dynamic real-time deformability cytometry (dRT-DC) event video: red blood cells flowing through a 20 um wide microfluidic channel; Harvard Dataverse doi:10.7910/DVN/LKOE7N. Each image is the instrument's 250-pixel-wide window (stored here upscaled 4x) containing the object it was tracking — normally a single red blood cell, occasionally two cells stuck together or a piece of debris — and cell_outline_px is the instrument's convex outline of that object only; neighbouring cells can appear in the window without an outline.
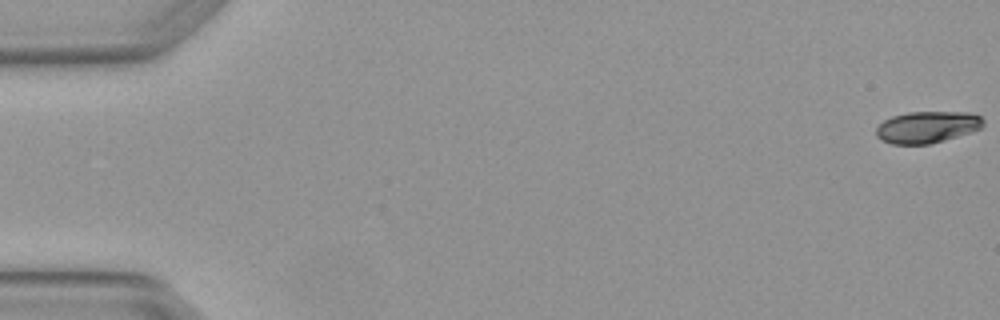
{"species": "Egyptian fruit bat (a non-hibernating species)", "species_latin": "Rousettus aegyptiacus", "temperature_condition": "warm", "stored_images_in_passage": 3, "camera_frame_rate_fps": 3000, "um_per_image_px": 0.085, "animal": {"sex": "female"}, "frame": {"image": 1, "passage_image": 1, "time_ms": 0.0, "image_size_px": [1000, 320], "cell_outline_px": [[984, 124], [980, 128], [972, 132], [932, 144], [892, 144], [880, 140], [876, 136], [876, 128], [884, 120], [892, 116], [908, 112], [968, 112], [980, 116], [984, 120]], "centroid_in_image_um": [78.81, 10.81], "position_along_channel_um": 6.2, "area_um2": 19.94}}